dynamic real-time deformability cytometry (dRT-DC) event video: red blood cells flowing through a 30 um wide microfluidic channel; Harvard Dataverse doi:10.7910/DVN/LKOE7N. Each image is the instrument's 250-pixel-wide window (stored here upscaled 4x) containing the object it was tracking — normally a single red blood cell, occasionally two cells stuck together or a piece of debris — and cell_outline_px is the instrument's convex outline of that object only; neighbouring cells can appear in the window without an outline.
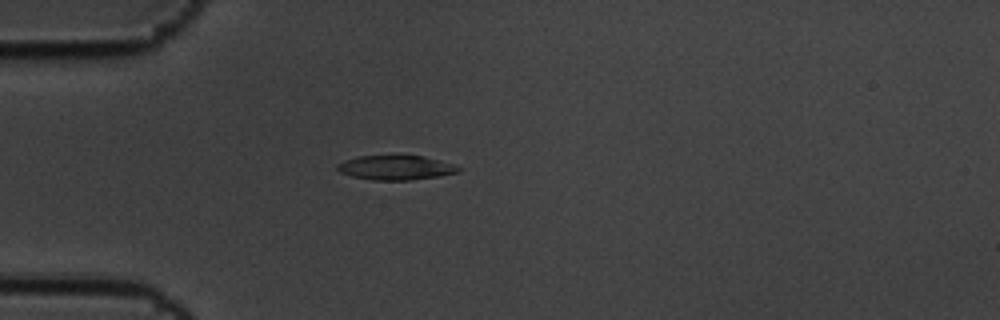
{"species": "common noctule bat (a hibernating species)", "species_latin": "Nyctalus noctula", "temperature_condition": "cold", "stored_images_in_passage": 2, "camera_frame_rate_fps": 3000, "um_per_image_px": 0.085, "animal": {"sex": "male", "body_mass_g": 19.5, "forearm_length_mm": 54.6}, "frame": {"image": 1, "passage_image": 1, "time_ms": 0.0, "image_size_px": [1000, 320], "cell_outline_px": [[464, 168], [456, 172], [436, 176], [408, 180], [372, 180], [352, 176], [340, 172], [336, 168], [336, 164], [344, 160], [360, 156], [424, 156], [452, 164]], "centroid_in_image_um": [33.6, 14.25], "position_along_channel_um": 51.4, "area_um2": 16.99}}